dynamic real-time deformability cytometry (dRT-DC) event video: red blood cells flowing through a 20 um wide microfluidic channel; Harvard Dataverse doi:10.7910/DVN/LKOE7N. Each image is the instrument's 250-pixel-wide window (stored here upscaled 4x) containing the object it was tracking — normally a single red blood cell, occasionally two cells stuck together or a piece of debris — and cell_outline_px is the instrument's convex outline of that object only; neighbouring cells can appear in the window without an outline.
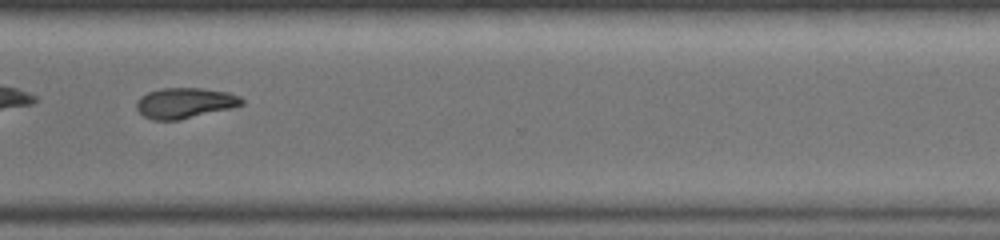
{"species": "common noctule bat (a hibernating species)", "species_latin": "Nyctalus noctula", "temperature_condition": "warm", "stored_images_in_passage": 23, "camera_frame_rate_fps": 3000, "um_per_image_px": 0.085, "animal": {"sex": "female", "body_mass_g": 19.0, "forearm_length_mm": 51.5}, "frame": {"image": 1, "passage_image": 17, "time_ms": 5.333, "image_size_px": [1000, 240], "cell_outline_px": [[244, 104], [232, 108], [180, 120], [152, 120], [144, 116], [136, 108], [136, 100], [140, 96], [148, 92], [160, 88], [200, 88], [228, 92], [240, 96], [244, 100]], "centroid_in_image_um": [15.71, 8.75], "position_along_channel_um": 354.9, "area_um2": 18.9}}